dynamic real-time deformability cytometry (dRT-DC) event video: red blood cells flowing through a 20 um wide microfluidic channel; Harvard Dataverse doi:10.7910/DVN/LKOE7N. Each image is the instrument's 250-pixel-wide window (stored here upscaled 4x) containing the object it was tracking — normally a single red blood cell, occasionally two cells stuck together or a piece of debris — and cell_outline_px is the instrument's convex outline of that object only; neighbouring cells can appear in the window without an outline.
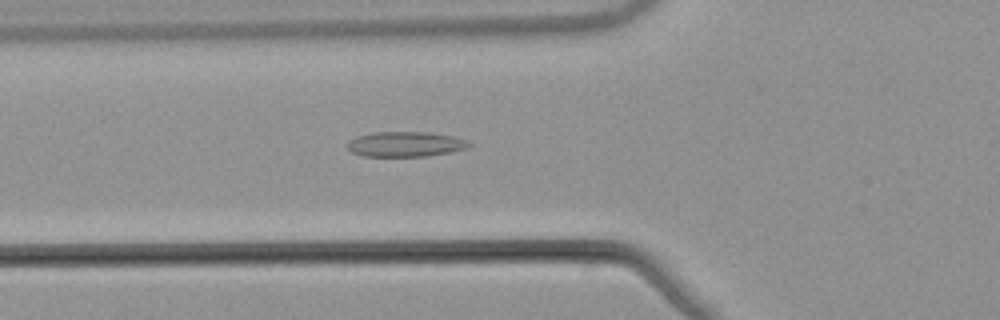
{"species": "common noctule bat (a hibernating species)", "species_latin": "Nyctalus noctula", "temperature_condition": "warm", "stored_images_in_passage": 22, "camera_frame_rate_fps": 3000, "um_per_image_px": 0.085, "animal": {"sex": "male", "body_mass_g": 21.5, "forearm_length_mm": 52.0}, "frame": {"image": 1, "passage_image": 16, "time_ms": 5.0, "image_size_px": [1000, 320], "cell_outline_px": [[472, 144], [464, 148], [448, 152], [428, 156], [364, 156], [352, 152], [348, 148], [348, 140], [356, 136], [372, 132], [428, 132], [452, 136], [468, 140]], "centroid_in_image_um": [34.43, 12.24], "position_along_channel_um": 91.4, "area_um2": 17.69}}
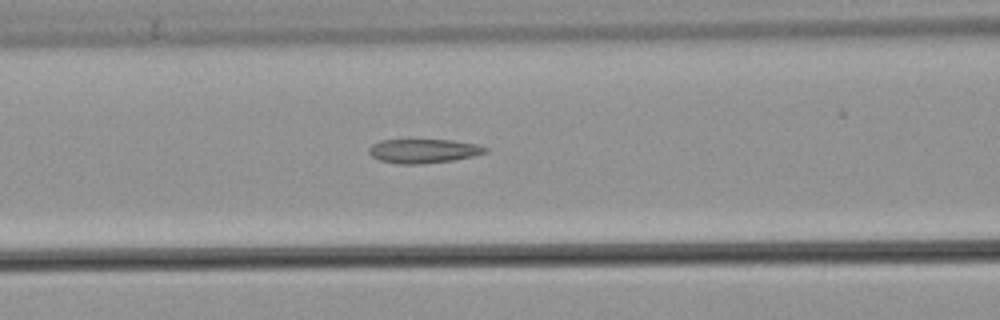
{"frame": {"image": 2, "passage_image": 19, "time_ms": 6.0, "image_size_px": [1000, 320], "cell_outline_px": [[488, 152], [472, 156], [452, 160], [420, 164], [400, 164], [380, 160], [372, 156], [368, 152], [368, 148], [372, 144], [380, 140], [452, 140], [476, 144], [488, 148]], "centroid_in_image_um": [35.98, 12.83], "position_along_channel_um": 130.6, "area_um2": 16.24}}